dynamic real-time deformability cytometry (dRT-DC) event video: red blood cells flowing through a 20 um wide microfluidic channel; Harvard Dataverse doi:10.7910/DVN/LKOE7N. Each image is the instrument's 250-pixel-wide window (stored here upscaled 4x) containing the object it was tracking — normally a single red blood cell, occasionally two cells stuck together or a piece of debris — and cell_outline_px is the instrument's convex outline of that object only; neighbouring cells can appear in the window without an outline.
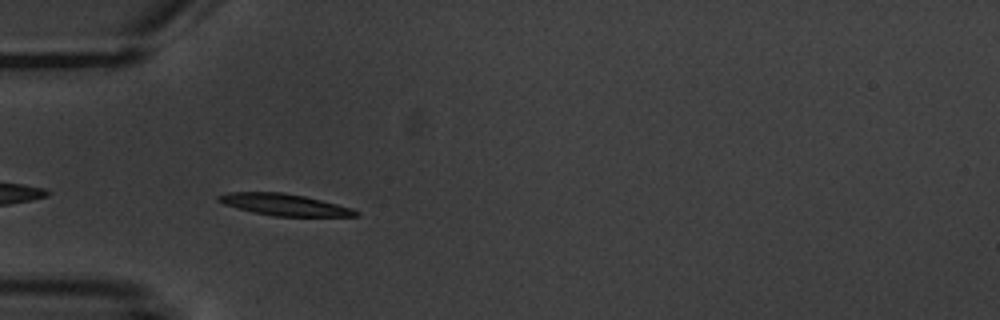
{"species": "common noctule bat (a hibernating species)", "species_latin": "Nyctalus noctula", "temperature_condition": "warm", "stored_images_in_passage": 5, "camera_frame_rate_fps": 3000, "um_per_image_px": 0.085, "animal": {"sex": "male", "body_mass_g": 20.1, "forearm_length_mm": 53.5}, "frame": {"image": 1, "passage_image": 3, "time_ms": 4.333, "image_size_px": [1000, 320], "cell_outline_px": [[360, 216], [272, 216], [252, 212], [224, 204], [216, 200], [216, 196], [228, 192], [284, 192], [304, 196], [352, 208], [360, 212]], "centroid_in_image_um": [24.14, 17.39], "position_along_channel_um": 60.9, "area_um2": 17.28}}
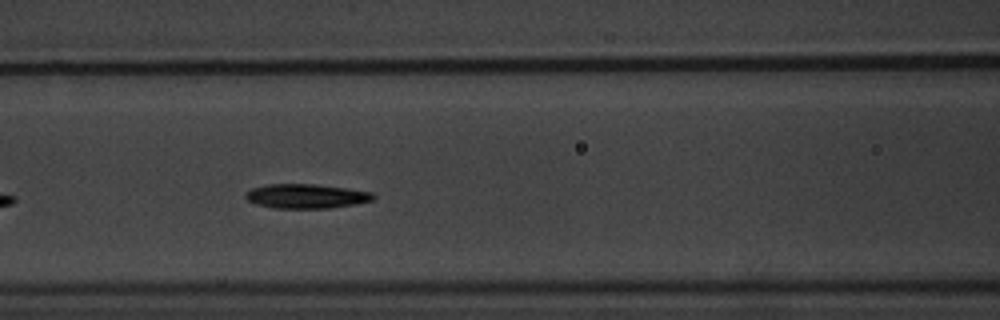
{"frame": {"image": 2, "passage_image": 5, "time_ms": 6.667, "image_size_px": [1000, 320], "cell_outline_px": [[376, 196], [372, 200], [356, 204], [328, 208], [276, 208], [256, 204], [248, 200], [244, 196], [252, 188], [268, 184], [312, 184], [344, 188], [372, 192]], "centroid_in_image_um": [26.03, 16.67], "position_along_channel_um": 140.6, "area_um2": 17.92}}